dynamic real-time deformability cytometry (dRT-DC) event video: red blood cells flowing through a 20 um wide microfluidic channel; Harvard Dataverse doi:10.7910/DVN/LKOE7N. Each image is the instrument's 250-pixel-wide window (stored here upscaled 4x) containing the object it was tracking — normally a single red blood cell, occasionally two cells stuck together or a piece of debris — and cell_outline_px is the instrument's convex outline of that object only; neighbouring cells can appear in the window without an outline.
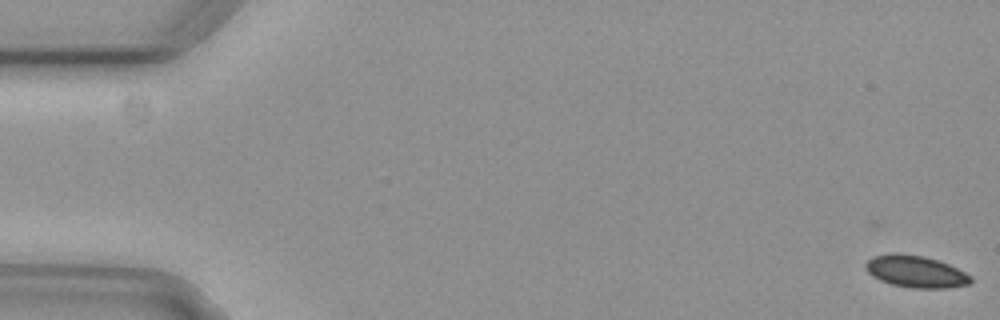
{"species": "common noctule bat (a hibernating species)", "species_latin": "Nyctalus noctula", "temperature_condition": "cold", "stored_images_in_passage": 55, "camera_frame_rate_fps": 3000, "um_per_image_px": 0.085, "animal": {"sex": "female", "body_mass_g": 29.2, "forearm_length_mm": 56.3}, "frame": {"image": 1, "passage_image": 1, "time_ms": 0.0, "image_size_px": [1000, 320], "cell_outline_px": [[972, 280], [968, 284], [948, 288], [912, 288], [892, 284], [880, 280], [872, 276], [864, 268], [864, 264], [872, 256], [892, 252], [896, 252], [924, 256], [940, 260], [972, 276]], "centroid_in_image_um": [77.8, 23.06], "position_along_channel_um": 7.2, "area_um2": 19.77}}
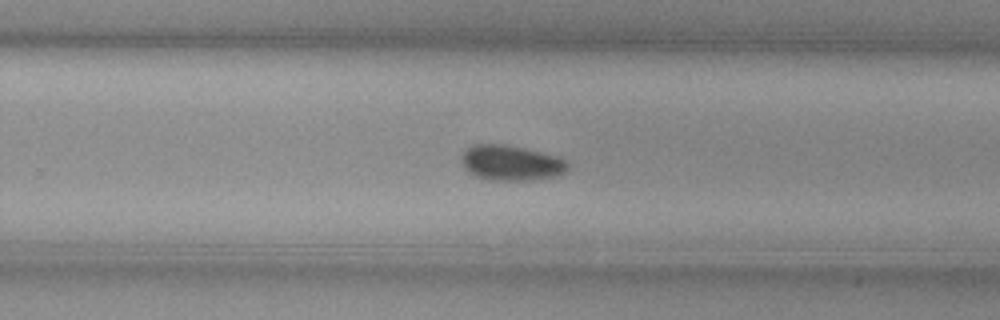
{"frame": {"image": 2, "passage_image": 35, "time_ms": 11.333, "image_size_px": [1000, 320], "cell_outline_px": [[568, 168], [560, 176], [532, 180], [492, 180], [476, 176], [468, 172], [464, 168], [460, 160], [464, 148], [476, 144], [504, 144], [524, 148], [560, 156], [568, 160]], "centroid_in_image_um": [43.46, 13.84], "position_along_channel_um": 286.3, "area_um2": 22.25}}
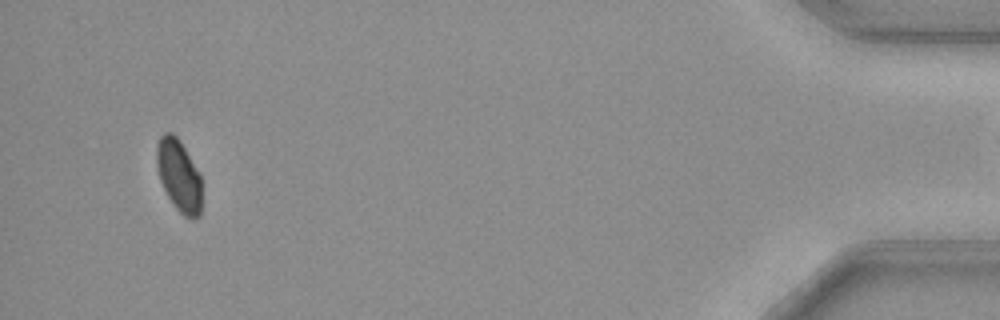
{"frame": {"image": 3, "passage_image": 52, "time_ms": 17.0, "image_size_px": [1000, 320], "cell_outline_px": [[200, 216], [196, 220], [184, 216], [172, 204], [160, 180], [156, 168], [156, 144], [160, 136], [164, 132], [172, 132], [180, 140], [200, 172]], "centroid_in_image_um": [15.19, 14.89], "position_along_channel_um": 420.0, "area_um2": 19.13}, "authors_computed_cell_mechanics": {"area_um2": 20.519, "velocity_mm_per_s": 3.7974, "shape_relaxation_time_tau1_ms": 8.7529, "shape_relaxation_time_tau2_ms": null, "deformation_change_tau1": 0.0739, "deformation_change_tau2": null}}